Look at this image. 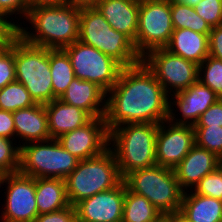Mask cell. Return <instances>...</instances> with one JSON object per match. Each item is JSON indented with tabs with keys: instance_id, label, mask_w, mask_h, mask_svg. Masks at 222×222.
Returning <instances> with one entry per match:
<instances>
[{
	"instance_id": "obj_1",
	"label": "cell",
	"mask_w": 222,
	"mask_h": 222,
	"mask_svg": "<svg viewBox=\"0 0 222 222\" xmlns=\"http://www.w3.org/2000/svg\"><path fill=\"white\" fill-rule=\"evenodd\" d=\"M105 123L108 131L128 123L160 124L169 117V96L141 61L122 68L107 92Z\"/></svg>"
},
{
	"instance_id": "obj_2",
	"label": "cell",
	"mask_w": 222,
	"mask_h": 222,
	"mask_svg": "<svg viewBox=\"0 0 222 222\" xmlns=\"http://www.w3.org/2000/svg\"><path fill=\"white\" fill-rule=\"evenodd\" d=\"M80 9L75 3L30 8L25 19L33 31L20 23L14 32L29 44L63 49L79 40Z\"/></svg>"
},
{
	"instance_id": "obj_3",
	"label": "cell",
	"mask_w": 222,
	"mask_h": 222,
	"mask_svg": "<svg viewBox=\"0 0 222 222\" xmlns=\"http://www.w3.org/2000/svg\"><path fill=\"white\" fill-rule=\"evenodd\" d=\"M158 127L153 123H128L109 131V147L122 179L135 170L156 165Z\"/></svg>"
},
{
	"instance_id": "obj_4",
	"label": "cell",
	"mask_w": 222,
	"mask_h": 222,
	"mask_svg": "<svg viewBox=\"0 0 222 222\" xmlns=\"http://www.w3.org/2000/svg\"><path fill=\"white\" fill-rule=\"evenodd\" d=\"M79 41L113 58L123 68L142 61L133 41L113 29L94 5H81Z\"/></svg>"
},
{
	"instance_id": "obj_5",
	"label": "cell",
	"mask_w": 222,
	"mask_h": 222,
	"mask_svg": "<svg viewBox=\"0 0 222 222\" xmlns=\"http://www.w3.org/2000/svg\"><path fill=\"white\" fill-rule=\"evenodd\" d=\"M70 205L110 190L123 179L115 155L110 147L100 155L79 161L77 167L64 179Z\"/></svg>"
},
{
	"instance_id": "obj_6",
	"label": "cell",
	"mask_w": 222,
	"mask_h": 222,
	"mask_svg": "<svg viewBox=\"0 0 222 222\" xmlns=\"http://www.w3.org/2000/svg\"><path fill=\"white\" fill-rule=\"evenodd\" d=\"M123 181L129 191L145 197L163 215L180 211L184 191L174 169L154 165L127 174Z\"/></svg>"
},
{
	"instance_id": "obj_7",
	"label": "cell",
	"mask_w": 222,
	"mask_h": 222,
	"mask_svg": "<svg viewBox=\"0 0 222 222\" xmlns=\"http://www.w3.org/2000/svg\"><path fill=\"white\" fill-rule=\"evenodd\" d=\"M14 61L16 81L25 86L36 103L46 104L56 99L52 87L49 48L29 44L14 32Z\"/></svg>"
},
{
	"instance_id": "obj_8",
	"label": "cell",
	"mask_w": 222,
	"mask_h": 222,
	"mask_svg": "<svg viewBox=\"0 0 222 222\" xmlns=\"http://www.w3.org/2000/svg\"><path fill=\"white\" fill-rule=\"evenodd\" d=\"M18 145L20 146L19 172L33 178L65 179L80 161L66 151L57 139Z\"/></svg>"
},
{
	"instance_id": "obj_9",
	"label": "cell",
	"mask_w": 222,
	"mask_h": 222,
	"mask_svg": "<svg viewBox=\"0 0 222 222\" xmlns=\"http://www.w3.org/2000/svg\"><path fill=\"white\" fill-rule=\"evenodd\" d=\"M171 0H140L136 39L133 42L143 57L152 49L164 48L173 33Z\"/></svg>"
},
{
	"instance_id": "obj_10",
	"label": "cell",
	"mask_w": 222,
	"mask_h": 222,
	"mask_svg": "<svg viewBox=\"0 0 222 222\" xmlns=\"http://www.w3.org/2000/svg\"><path fill=\"white\" fill-rule=\"evenodd\" d=\"M63 50L70 58L76 78L95 83L106 93L117 82L123 67L95 47L78 40Z\"/></svg>"
},
{
	"instance_id": "obj_11",
	"label": "cell",
	"mask_w": 222,
	"mask_h": 222,
	"mask_svg": "<svg viewBox=\"0 0 222 222\" xmlns=\"http://www.w3.org/2000/svg\"><path fill=\"white\" fill-rule=\"evenodd\" d=\"M142 62L154 74L168 96L186 90L198 81L199 65L165 48L150 50L142 57Z\"/></svg>"
},
{
	"instance_id": "obj_12",
	"label": "cell",
	"mask_w": 222,
	"mask_h": 222,
	"mask_svg": "<svg viewBox=\"0 0 222 222\" xmlns=\"http://www.w3.org/2000/svg\"><path fill=\"white\" fill-rule=\"evenodd\" d=\"M1 185H6L1 222H34L39 215L35 197L36 178L20 172L5 174L1 177L0 188Z\"/></svg>"
},
{
	"instance_id": "obj_13",
	"label": "cell",
	"mask_w": 222,
	"mask_h": 222,
	"mask_svg": "<svg viewBox=\"0 0 222 222\" xmlns=\"http://www.w3.org/2000/svg\"><path fill=\"white\" fill-rule=\"evenodd\" d=\"M194 144L193 125L176 124L169 119L161 122L156 135V165L174 169Z\"/></svg>"
},
{
	"instance_id": "obj_14",
	"label": "cell",
	"mask_w": 222,
	"mask_h": 222,
	"mask_svg": "<svg viewBox=\"0 0 222 222\" xmlns=\"http://www.w3.org/2000/svg\"><path fill=\"white\" fill-rule=\"evenodd\" d=\"M57 141L80 161L100 155L109 148L105 118H92L87 124L62 134Z\"/></svg>"
},
{
	"instance_id": "obj_15",
	"label": "cell",
	"mask_w": 222,
	"mask_h": 222,
	"mask_svg": "<svg viewBox=\"0 0 222 222\" xmlns=\"http://www.w3.org/2000/svg\"><path fill=\"white\" fill-rule=\"evenodd\" d=\"M125 183L97 193L75 205L77 222H122Z\"/></svg>"
},
{
	"instance_id": "obj_16",
	"label": "cell",
	"mask_w": 222,
	"mask_h": 222,
	"mask_svg": "<svg viewBox=\"0 0 222 222\" xmlns=\"http://www.w3.org/2000/svg\"><path fill=\"white\" fill-rule=\"evenodd\" d=\"M169 100V117L172 123L195 125L200 116L220 97L209 87L203 85L199 80L191 85L186 90L180 91L177 94L170 96ZM174 100V101H173ZM173 101V102H172ZM172 106V107H171ZM173 106L180 111L181 117H176L178 114ZM176 117V118H175Z\"/></svg>"
},
{
	"instance_id": "obj_17",
	"label": "cell",
	"mask_w": 222,
	"mask_h": 222,
	"mask_svg": "<svg viewBox=\"0 0 222 222\" xmlns=\"http://www.w3.org/2000/svg\"><path fill=\"white\" fill-rule=\"evenodd\" d=\"M220 158L211 151L194 144L184 159L174 168L180 188L185 192L207 174L219 167Z\"/></svg>"
},
{
	"instance_id": "obj_18",
	"label": "cell",
	"mask_w": 222,
	"mask_h": 222,
	"mask_svg": "<svg viewBox=\"0 0 222 222\" xmlns=\"http://www.w3.org/2000/svg\"><path fill=\"white\" fill-rule=\"evenodd\" d=\"M106 98L107 93L101 87L75 77L59 99L97 118L105 117Z\"/></svg>"
},
{
	"instance_id": "obj_19",
	"label": "cell",
	"mask_w": 222,
	"mask_h": 222,
	"mask_svg": "<svg viewBox=\"0 0 222 222\" xmlns=\"http://www.w3.org/2000/svg\"><path fill=\"white\" fill-rule=\"evenodd\" d=\"M109 25L127 35L133 42L136 39L139 15V1L98 0L93 4Z\"/></svg>"
},
{
	"instance_id": "obj_20",
	"label": "cell",
	"mask_w": 222,
	"mask_h": 222,
	"mask_svg": "<svg viewBox=\"0 0 222 222\" xmlns=\"http://www.w3.org/2000/svg\"><path fill=\"white\" fill-rule=\"evenodd\" d=\"M13 120L16 138H20L19 143L22 140V145L51 139L44 104L14 111Z\"/></svg>"
},
{
	"instance_id": "obj_21",
	"label": "cell",
	"mask_w": 222,
	"mask_h": 222,
	"mask_svg": "<svg viewBox=\"0 0 222 222\" xmlns=\"http://www.w3.org/2000/svg\"><path fill=\"white\" fill-rule=\"evenodd\" d=\"M44 105L50 138L53 139L87 124L92 119L86 111L69 105L60 99H55Z\"/></svg>"
},
{
	"instance_id": "obj_22",
	"label": "cell",
	"mask_w": 222,
	"mask_h": 222,
	"mask_svg": "<svg viewBox=\"0 0 222 222\" xmlns=\"http://www.w3.org/2000/svg\"><path fill=\"white\" fill-rule=\"evenodd\" d=\"M164 48L199 65L209 56V35L185 28L174 29Z\"/></svg>"
},
{
	"instance_id": "obj_23",
	"label": "cell",
	"mask_w": 222,
	"mask_h": 222,
	"mask_svg": "<svg viewBox=\"0 0 222 222\" xmlns=\"http://www.w3.org/2000/svg\"><path fill=\"white\" fill-rule=\"evenodd\" d=\"M185 191L180 213L189 222H222V200Z\"/></svg>"
},
{
	"instance_id": "obj_24",
	"label": "cell",
	"mask_w": 222,
	"mask_h": 222,
	"mask_svg": "<svg viewBox=\"0 0 222 222\" xmlns=\"http://www.w3.org/2000/svg\"><path fill=\"white\" fill-rule=\"evenodd\" d=\"M35 197L39 215L56 212L70 205L65 180L60 178H36Z\"/></svg>"
},
{
	"instance_id": "obj_25",
	"label": "cell",
	"mask_w": 222,
	"mask_h": 222,
	"mask_svg": "<svg viewBox=\"0 0 222 222\" xmlns=\"http://www.w3.org/2000/svg\"><path fill=\"white\" fill-rule=\"evenodd\" d=\"M49 65L53 94L56 99H59L75 78V74L70 58L63 49H49Z\"/></svg>"
},
{
	"instance_id": "obj_26",
	"label": "cell",
	"mask_w": 222,
	"mask_h": 222,
	"mask_svg": "<svg viewBox=\"0 0 222 222\" xmlns=\"http://www.w3.org/2000/svg\"><path fill=\"white\" fill-rule=\"evenodd\" d=\"M163 214L145 197L126 188L122 222H157Z\"/></svg>"
},
{
	"instance_id": "obj_27",
	"label": "cell",
	"mask_w": 222,
	"mask_h": 222,
	"mask_svg": "<svg viewBox=\"0 0 222 222\" xmlns=\"http://www.w3.org/2000/svg\"><path fill=\"white\" fill-rule=\"evenodd\" d=\"M171 19L174 29H190L209 35L211 27L201 18L193 7L171 1Z\"/></svg>"
},
{
	"instance_id": "obj_28",
	"label": "cell",
	"mask_w": 222,
	"mask_h": 222,
	"mask_svg": "<svg viewBox=\"0 0 222 222\" xmlns=\"http://www.w3.org/2000/svg\"><path fill=\"white\" fill-rule=\"evenodd\" d=\"M37 104L25 86L18 81L11 82L0 89V109L14 112Z\"/></svg>"
},
{
	"instance_id": "obj_29",
	"label": "cell",
	"mask_w": 222,
	"mask_h": 222,
	"mask_svg": "<svg viewBox=\"0 0 222 222\" xmlns=\"http://www.w3.org/2000/svg\"><path fill=\"white\" fill-rule=\"evenodd\" d=\"M16 81L14 61V31L0 40V89Z\"/></svg>"
},
{
	"instance_id": "obj_30",
	"label": "cell",
	"mask_w": 222,
	"mask_h": 222,
	"mask_svg": "<svg viewBox=\"0 0 222 222\" xmlns=\"http://www.w3.org/2000/svg\"><path fill=\"white\" fill-rule=\"evenodd\" d=\"M198 80L222 98V60L208 56L199 64Z\"/></svg>"
},
{
	"instance_id": "obj_31",
	"label": "cell",
	"mask_w": 222,
	"mask_h": 222,
	"mask_svg": "<svg viewBox=\"0 0 222 222\" xmlns=\"http://www.w3.org/2000/svg\"><path fill=\"white\" fill-rule=\"evenodd\" d=\"M195 144L222 158V127L194 126Z\"/></svg>"
},
{
	"instance_id": "obj_32",
	"label": "cell",
	"mask_w": 222,
	"mask_h": 222,
	"mask_svg": "<svg viewBox=\"0 0 222 222\" xmlns=\"http://www.w3.org/2000/svg\"><path fill=\"white\" fill-rule=\"evenodd\" d=\"M14 141L0 136V174L2 175L19 172L20 146Z\"/></svg>"
},
{
	"instance_id": "obj_33",
	"label": "cell",
	"mask_w": 222,
	"mask_h": 222,
	"mask_svg": "<svg viewBox=\"0 0 222 222\" xmlns=\"http://www.w3.org/2000/svg\"><path fill=\"white\" fill-rule=\"evenodd\" d=\"M28 10V0H0V22L9 31H14L18 27V22L16 23L17 20L14 22V19L11 16L15 14V18L18 19L19 17H22L21 19L23 20L24 17L25 20Z\"/></svg>"
},
{
	"instance_id": "obj_34",
	"label": "cell",
	"mask_w": 222,
	"mask_h": 222,
	"mask_svg": "<svg viewBox=\"0 0 222 222\" xmlns=\"http://www.w3.org/2000/svg\"><path fill=\"white\" fill-rule=\"evenodd\" d=\"M195 194L222 200V170L217 167L204 176L191 190Z\"/></svg>"
},
{
	"instance_id": "obj_35",
	"label": "cell",
	"mask_w": 222,
	"mask_h": 222,
	"mask_svg": "<svg viewBox=\"0 0 222 222\" xmlns=\"http://www.w3.org/2000/svg\"><path fill=\"white\" fill-rule=\"evenodd\" d=\"M193 8L211 28L222 25V0H201Z\"/></svg>"
},
{
	"instance_id": "obj_36",
	"label": "cell",
	"mask_w": 222,
	"mask_h": 222,
	"mask_svg": "<svg viewBox=\"0 0 222 222\" xmlns=\"http://www.w3.org/2000/svg\"><path fill=\"white\" fill-rule=\"evenodd\" d=\"M194 126L222 127V98L212 104L199 118Z\"/></svg>"
},
{
	"instance_id": "obj_37",
	"label": "cell",
	"mask_w": 222,
	"mask_h": 222,
	"mask_svg": "<svg viewBox=\"0 0 222 222\" xmlns=\"http://www.w3.org/2000/svg\"><path fill=\"white\" fill-rule=\"evenodd\" d=\"M34 222H77L75 206L47 214L38 215Z\"/></svg>"
},
{
	"instance_id": "obj_38",
	"label": "cell",
	"mask_w": 222,
	"mask_h": 222,
	"mask_svg": "<svg viewBox=\"0 0 222 222\" xmlns=\"http://www.w3.org/2000/svg\"><path fill=\"white\" fill-rule=\"evenodd\" d=\"M209 56L222 60V25L213 27L210 31Z\"/></svg>"
},
{
	"instance_id": "obj_39",
	"label": "cell",
	"mask_w": 222,
	"mask_h": 222,
	"mask_svg": "<svg viewBox=\"0 0 222 222\" xmlns=\"http://www.w3.org/2000/svg\"><path fill=\"white\" fill-rule=\"evenodd\" d=\"M0 136L15 140L13 112L0 109Z\"/></svg>"
},
{
	"instance_id": "obj_40",
	"label": "cell",
	"mask_w": 222,
	"mask_h": 222,
	"mask_svg": "<svg viewBox=\"0 0 222 222\" xmlns=\"http://www.w3.org/2000/svg\"><path fill=\"white\" fill-rule=\"evenodd\" d=\"M29 9L39 6L66 5L70 0H28Z\"/></svg>"
},
{
	"instance_id": "obj_41",
	"label": "cell",
	"mask_w": 222,
	"mask_h": 222,
	"mask_svg": "<svg viewBox=\"0 0 222 222\" xmlns=\"http://www.w3.org/2000/svg\"><path fill=\"white\" fill-rule=\"evenodd\" d=\"M170 222H189L180 212L170 214Z\"/></svg>"
},
{
	"instance_id": "obj_42",
	"label": "cell",
	"mask_w": 222,
	"mask_h": 222,
	"mask_svg": "<svg viewBox=\"0 0 222 222\" xmlns=\"http://www.w3.org/2000/svg\"><path fill=\"white\" fill-rule=\"evenodd\" d=\"M172 2L183 4V5H189L191 7H194L197 5L201 0H171Z\"/></svg>"
},
{
	"instance_id": "obj_43",
	"label": "cell",
	"mask_w": 222,
	"mask_h": 222,
	"mask_svg": "<svg viewBox=\"0 0 222 222\" xmlns=\"http://www.w3.org/2000/svg\"><path fill=\"white\" fill-rule=\"evenodd\" d=\"M98 0H70V3H75L78 5H93Z\"/></svg>"
},
{
	"instance_id": "obj_44",
	"label": "cell",
	"mask_w": 222,
	"mask_h": 222,
	"mask_svg": "<svg viewBox=\"0 0 222 222\" xmlns=\"http://www.w3.org/2000/svg\"><path fill=\"white\" fill-rule=\"evenodd\" d=\"M10 31L0 22V40L4 39Z\"/></svg>"
},
{
	"instance_id": "obj_45",
	"label": "cell",
	"mask_w": 222,
	"mask_h": 222,
	"mask_svg": "<svg viewBox=\"0 0 222 222\" xmlns=\"http://www.w3.org/2000/svg\"><path fill=\"white\" fill-rule=\"evenodd\" d=\"M157 222H170V214H164Z\"/></svg>"
},
{
	"instance_id": "obj_46",
	"label": "cell",
	"mask_w": 222,
	"mask_h": 222,
	"mask_svg": "<svg viewBox=\"0 0 222 222\" xmlns=\"http://www.w3.org/2000/svg\"><path fill=\"white\" fill-rule=\"evenodd\" d=\"M219 167H220L221 170H222V158H221L220 161H219Z\"/></svg>"
}]
</instances>
